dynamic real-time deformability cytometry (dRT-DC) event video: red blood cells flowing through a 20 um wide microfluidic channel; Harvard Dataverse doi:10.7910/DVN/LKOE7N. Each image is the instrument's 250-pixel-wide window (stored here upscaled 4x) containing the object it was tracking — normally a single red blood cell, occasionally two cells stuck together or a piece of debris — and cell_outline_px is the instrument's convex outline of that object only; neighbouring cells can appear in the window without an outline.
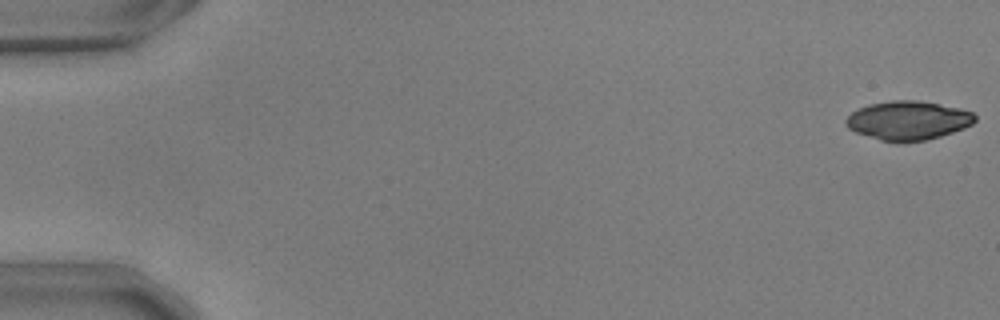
{"species": "common noctule bat (a hibernating species)", "species_latin": "Nyctalus noctula", "temperature_condition": "warm", "stored_images_in_passage": 25, "camera_frame_rate_fps": 3000, "um_per_image_px": 0.085, "animal": {"sex": "male", "body_mass_g": 17.9, "forearm_length_mm": 54.2}, "frame": {"image": 1, "passage_image": 1, "time_ms": 0.0, "image_size_px": [1000, 320], "cell_outline_px": [[976, 120], [972, 124], [964, 128], [940, 136], [924, 140], [904, 144], [880, 140], [856, 132], [848, 128], [844, 124], [844, 120], [852, 112], [868, 104], [892, 100], [916, 100], [940, 104], [960, 108], [972, 112], [976, 116]], "centroid_in_image_um": [77.17, 10.25], "position_along_channel_um": 7.8, "area_um2": 29.48}}
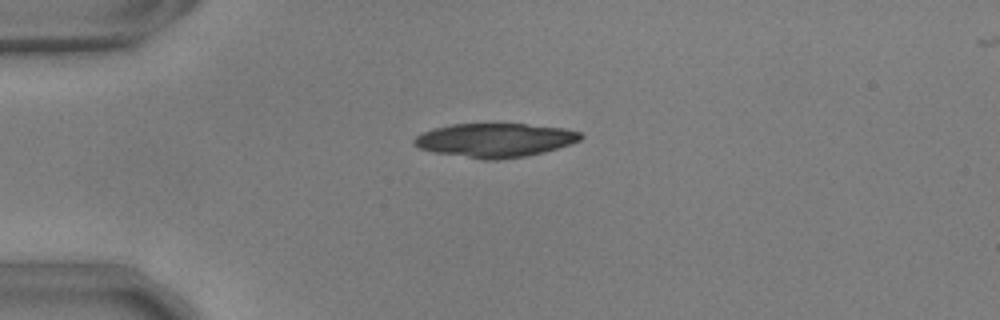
{"frame": {"image": 2, "passage_image": 14, "time_ms": 4.333, "image_size_px": [1000, 320], "cell_outline_px": [[584, 136], [580, 140], [572, 144], [544, 152], [528, 156], [496, 160], [480, 160], [432, 152], [420, 148], [412, 144], [412, 140], [416, 136], [432, 128], [452, 124], [524, 124], [564, 128], [580, 132]], "centroid_in_image_um": [42.06, 11.93], "position_along_channel_um": 42.9, "area_um2": 33.23}}